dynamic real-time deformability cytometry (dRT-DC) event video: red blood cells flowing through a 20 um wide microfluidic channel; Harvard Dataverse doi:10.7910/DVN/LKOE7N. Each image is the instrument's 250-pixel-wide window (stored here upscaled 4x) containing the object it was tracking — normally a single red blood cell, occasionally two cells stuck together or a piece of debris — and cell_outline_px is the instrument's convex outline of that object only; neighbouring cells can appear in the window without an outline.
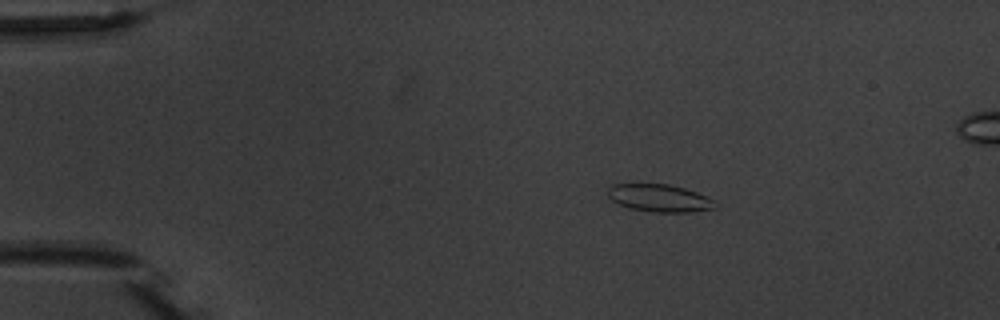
{"species": "common noctule bat (a hibernating species)", "species_latin": "Nyctalus noctula", "temperature_condition": "warm", "stored_images_in_passage": 5, "camera_frame_rate_fps": 3000, "um_per_image_px": 0.085, "animal": {"sex": "male", "body_mass_g": 20.1, "forearm_length_mm": 53.5}, "frame": {"image": 1, "passage_image": 2, "time_ms": 1.0, "image_size_px": [1000, 320], "cell_outline_px": [[720, 204], [716, 208], [692, 212], [652, 212], [628, 208], [612, 200], [608, 196], [608, 188], [612, 184], [668, 184], [684, 188], [696, 192], [716, 200]], "centroid_in_image_um": [56.11, 16.84], "position_along_channel_um": 28.9, "area_um2": 17.4}}